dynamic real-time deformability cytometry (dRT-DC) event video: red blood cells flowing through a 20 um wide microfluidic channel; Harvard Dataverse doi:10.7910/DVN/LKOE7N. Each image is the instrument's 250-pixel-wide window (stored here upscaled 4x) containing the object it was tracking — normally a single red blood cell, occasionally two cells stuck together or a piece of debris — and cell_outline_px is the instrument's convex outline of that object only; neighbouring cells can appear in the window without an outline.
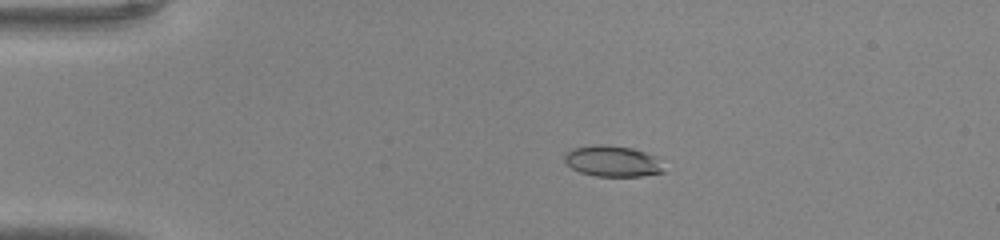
{"species": "common noctule bat (a hibernating species)", "species_latin": "Nyctalus noctula", "temperature_condition": "warm", "stored_images_in_passage": 48, "camera_frame_rate_fps": 3000, "um_per_image_px": 0.085, "animal": {"sex": "male", "body_mass_g": 20.0, "forearm_length_mm": 53.3}, "frame": {"image": 1, "passage_image": 11, "time_ms": 3.333, "image_size_px": [1000, 240], "cell_outline_px": [[664, 172], [640, 176], [596, 176], [580, 172], [572, 168], [564, 160], [564, 152], [572, 148], [596, 144], [600, 144], [632, 148], [656, 156]], "centroid_in_image_um": [52.02, 13.69], "position_along_channel_um": 33.0, "area_um2": 17.8}}
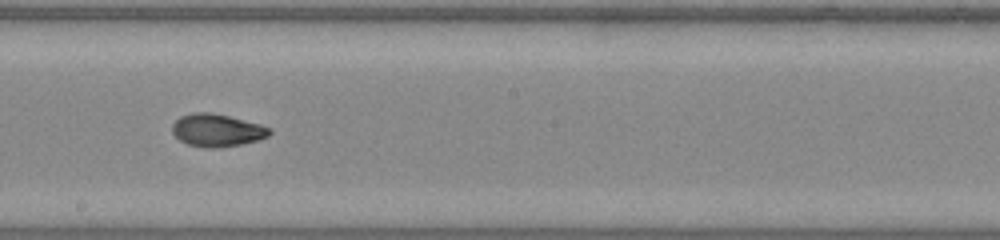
{"frame": {"image": 2, "passage_image": 28, "time_ms": 9.0, "image_size_px": [1000, 240], "cell_outline_px": [[272, 132], [268, 136], [256, 140], [240, 144], [220, 148], [208, 148], [188, 144], [180, 140], [172, 132], [172, 124], [180, 116], [192, 112], [212, 112], [260, 124], [272, 128]], "centroid_in_image_um": [18.44, 11.06], "position_along_channel_um": 229.8, "area_um2": 18.5}}
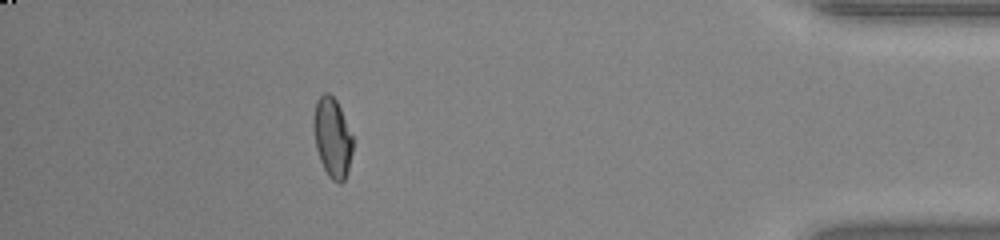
{"frame": {"image": 3, "passage_image": 43, "time_ms": 14.0, "image_size_px": [1000, 240], "cell_outline_px": [[352, 152], [348, 172], [344, 180], [340, 184], [332, 180], [328, 176], [320, 160], [316, 148], [312, 124], [312, 120], [316, 100], [324, 92], [328, 92], [336, 100], [340, 108], [352, 136]], "centroid_in_image_um": [28.23, 11.7], "position_along_channel_um": 407.0, "area_um2": 18.26}}